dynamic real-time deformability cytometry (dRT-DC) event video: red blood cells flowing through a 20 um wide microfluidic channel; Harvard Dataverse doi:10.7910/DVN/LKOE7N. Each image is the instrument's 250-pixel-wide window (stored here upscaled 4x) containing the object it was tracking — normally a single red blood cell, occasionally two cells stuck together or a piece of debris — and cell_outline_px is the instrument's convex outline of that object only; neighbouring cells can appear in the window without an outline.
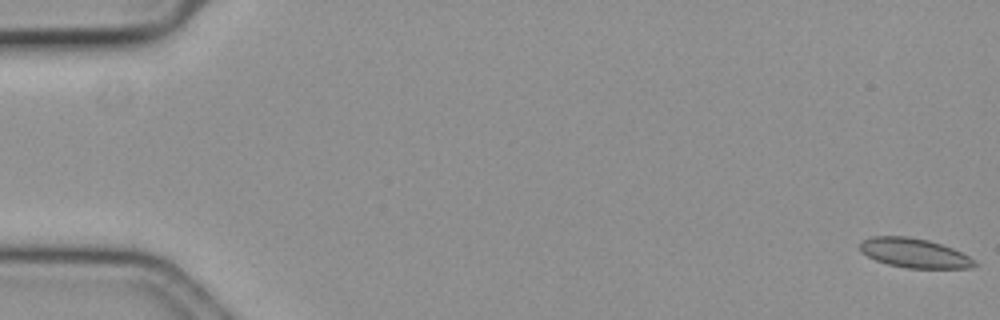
{"species": "common noctule bat (a hibernating species)", "species_latin": "Nyctalus noctula", "temperature_condition": "cold", "stored_images_in_passage": 14, "camera_frame_rate_fps": 3000, "um_per_image_px": 0.085, "animal": {"sex": "female", "body_mass_g": 19.3, "forearm_length_mm": 54.1}, "frame": {"image": 1, "passage_image": 1, "time_ms": 0.0, "image_size_px": [1000, 320], "cell_outline_px": [[980, 264], [972, 268], [904, 268], [888, 264], [876, 260], [860, 252], [860, 240], [872, 236], [908, 236], [928, 240], [952, 248], [976, 260]], "centroid_in_image_um": [77.71, 21.51], "position_along_channel_um": 7.3, "area_um2": 19.77}}